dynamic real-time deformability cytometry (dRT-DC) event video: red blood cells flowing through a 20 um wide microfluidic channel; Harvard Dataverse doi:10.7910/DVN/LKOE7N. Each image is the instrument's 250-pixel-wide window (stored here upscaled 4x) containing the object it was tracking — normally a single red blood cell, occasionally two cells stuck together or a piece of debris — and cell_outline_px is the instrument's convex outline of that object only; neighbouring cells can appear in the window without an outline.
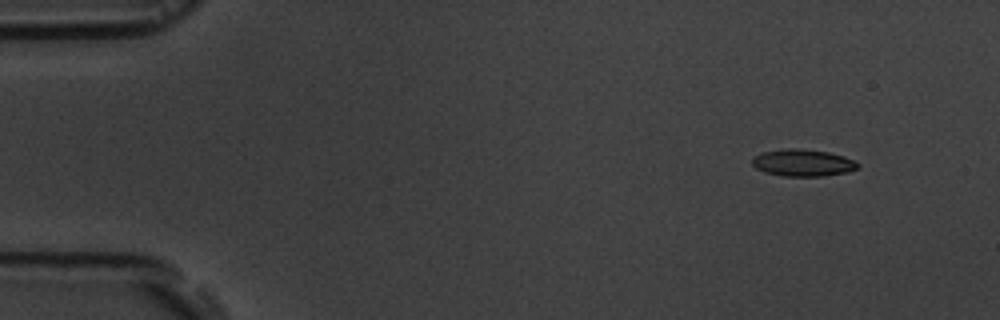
{"species": "common noctule bat (a hibernating species)", "species_latin": "Nyctalus noctula", "temperature_condition": "room temperature", "stored_images_in_passage": 8, "camera_frame_rate_fps": 3000, "um_per_image_px": 0.085, "animal": {"sex": "male", "body_mass_g": 19.5, "forearm_length_mm": 54.6}, "frame": {"image": 1, "passage_image": 1, "time_ms": 0.0, "image_size_px": [1000, 320], "cell_outline_px": [[860, 164], [856, 168], [848, 172], [824, 176], [784, 176], [764, 172], [756, 168], [752, 164], [752, 160], [756, 156], [764, 152], [788, 148], [800, 148], [828, 152], [844, 156]], "centroid_in_image_um": [68.25, 13.84], "position_along_channel_um": 16.7, "area_um2": 16.47}}
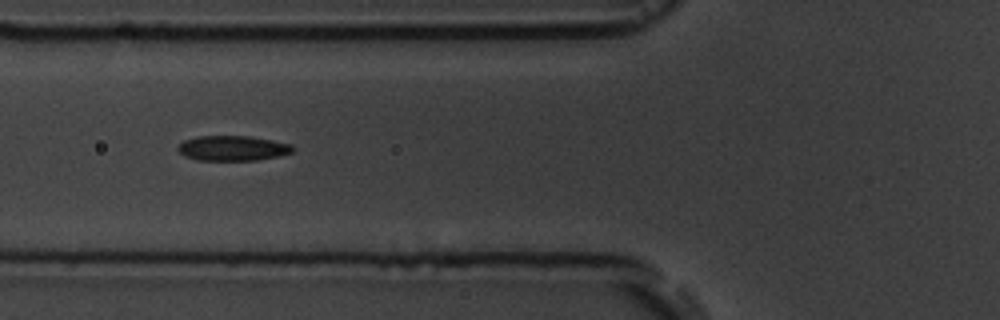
{"frame": {"image": 2, "passage_image": 5, "time_ms": 5.333, "image_size_px": [1000, 320], "cell_outline_px": [[296, 148], [292, 152], [276, 156], [256, 160], [196, 160], [184, 156], [176, 148], [184, 140], [196, 136], [252, 136], [292, 144]], "centroid_in_image_um": [19.77, 12.59], "position_along_channel_um": 106.0, "area_um2": 16.82}}
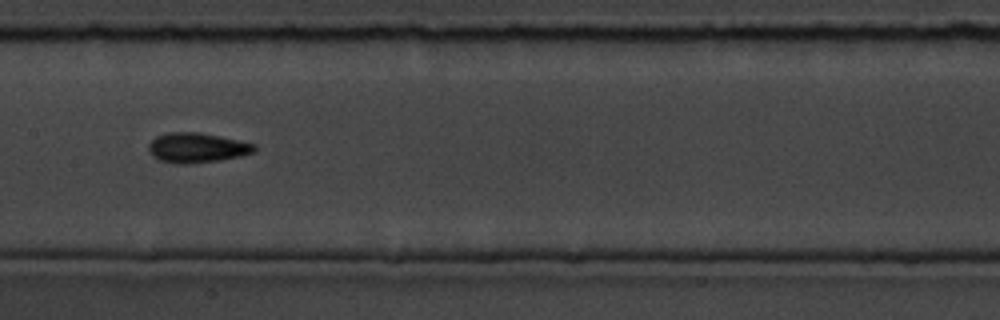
{"frame": {"image": 3, "passage_image": 7, "time_ms": 7.667, "image_size_px": [1000, 320], "cell_outline_px": [[256, 152], [240, 156], [220, 160], [188, 164], [176, 164], [160, 160], [152, 156], [148, 148], [148, 144], [156, 136], [168, 132], [200, 132], [240, 140], [256, 144]], "centroid_in_image_um": [16.75, 12.55], "position_along_channel_um": 190.6, "area_um2": 18.61}}